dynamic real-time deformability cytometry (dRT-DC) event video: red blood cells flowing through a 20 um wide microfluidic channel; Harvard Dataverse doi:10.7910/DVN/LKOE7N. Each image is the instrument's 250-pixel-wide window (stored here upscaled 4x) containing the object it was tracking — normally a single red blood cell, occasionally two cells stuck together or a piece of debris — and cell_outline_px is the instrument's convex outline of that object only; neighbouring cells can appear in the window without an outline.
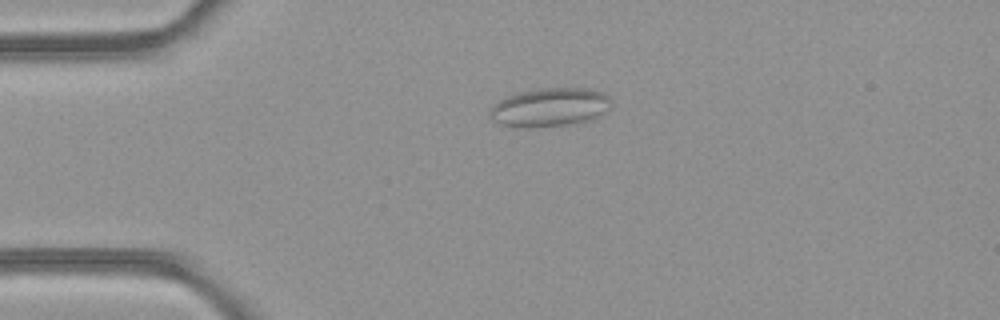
{"species": "common noctule bat (a hibernating species)", "species_latin": "Nyctalus noctula", "temperature_condition": "room temperature", "stored_images_in_passage": 42, "camera_frame_rate_fps": 3000, "um_per_image_px": 0.085, "animal": {"sex": "female", "body_mass_g": 21.9}, "frame": {"image": 1, "passage_image": 5, "time_ms": 1.333, "image_size_px": [1000, 320], "cell_outline_px": [[612, 108], [596, 120], [584, 124], [532, 128], [520, 128], [504, 124], [492, 120], [488, 112], [500, 100], [508, 96], [540, 88], [592, 88], [604, 92], [608, 96], [612, 104]], "centroid_in_image_um": [46.87, 9.15], "position_along_channel_um": 38.1, "area_um2": 28.09}}
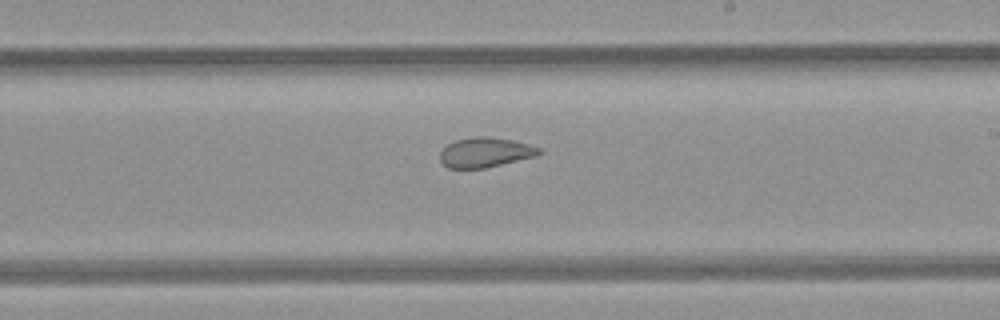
{"frame": {"image": 2, "passage_image": 22, "time_ms": 7.0, "image_size_px": [1000, 320], "cell_outline_px": [[544, 152], [536, 156], [484, 168], [448, 168], [440, 160], [440, 152], [448, 144], [456, 140], [476, 136], [488, 136], [512, 140], [528, 144], [540, 148]], "centroid_in_image_um": [41.26, 12.95], "position_along_channel_um": 247.7, "area_um2": 17.11}}
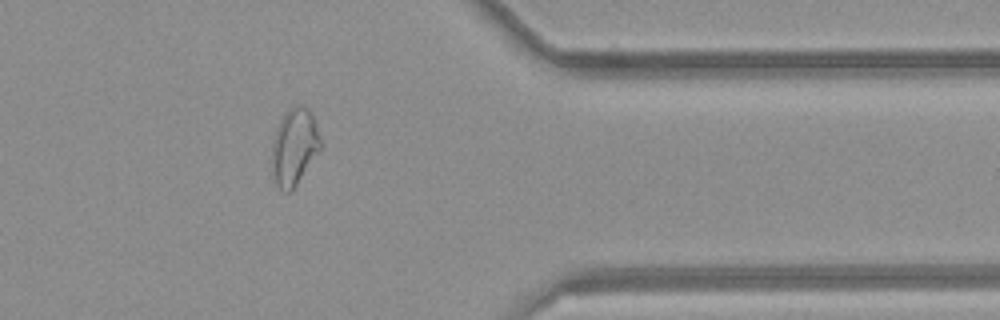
{"frame": {"image": 3, "passage_image": 33, "time_ms": 10.667, "image_size_px": [1000, 320], "cell_outline_px": [[320, 148], [296, 184], [288, 192], [284, 192], [276, 184], [272, 176], [272, 144], [276, 128], [284, 112], [292, 104], [304, 104], [308, 108], [316, 124], [320, 140]], "centroid_in_image_um": [24.98, 12.41], "position_along_channel_um": 386.4, "area_um2": 21.56}, "authors_computed_cell_mechanics": {"area_um2": 21.1259, "velocity_mm_per_s": 4.2565, "shape_relaxation_time_tau1_ms": null, "shape_relaxation_time_tau2_ms": 1.5513, "deformation_change_tau1": null, "deformation_change_tau2": 0.0814}}